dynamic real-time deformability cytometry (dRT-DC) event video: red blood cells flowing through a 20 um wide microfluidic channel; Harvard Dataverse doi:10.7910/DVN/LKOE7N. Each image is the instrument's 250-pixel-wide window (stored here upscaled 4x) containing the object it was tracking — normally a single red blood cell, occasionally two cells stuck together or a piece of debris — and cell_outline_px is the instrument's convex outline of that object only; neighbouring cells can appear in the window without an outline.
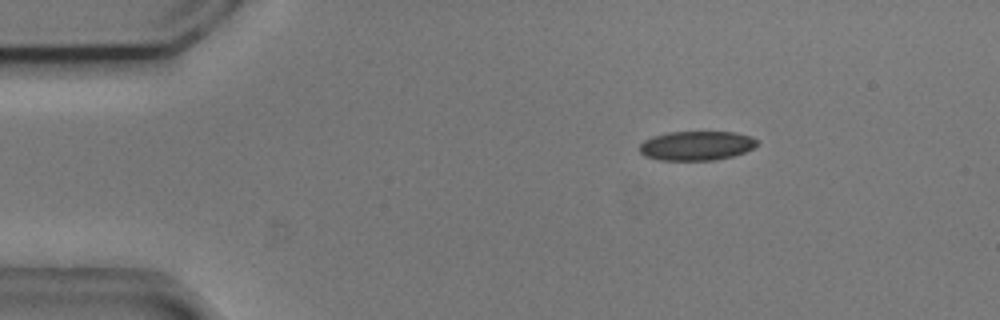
{"species": "common noctule bat (a hibernating species)", "species_latin": "Nyctalus noctula", "temperature_condition": "cold", "stored_images_in_passage": 46, "camera_frame_rate_fps": 3000, "um_per_image_px": 0.085, "animal": {"sex": "male", "body_mass_g": 20.5, "forearm_length_mm": 52.5}, "frame": {"image": 1, "passage_image": 1, "time_ms": 0.0, "image_size_px": [1000, 320], "cell_outline_px": [[756, 144], [752, 148], [744, 152], [732, 156], [716, 160], [660, 160], [644, 156], [640, 152], [640, 144], [644, 140], [652, 136], [668, 132], [736, 132], [752, 136], [756, 140]], "centroid_in_image_um": [59.18, 12.38], "position_along_channel_um": 25.8, "area_um2": 20.06}}
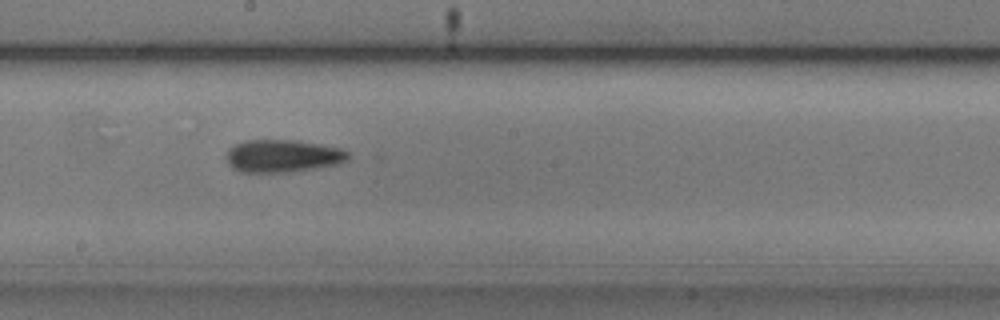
{"frame": {"image": 2, "passage_image": 22, "time_ms": 7.0, "image_size_px": [1000, 320], "cell_outline_px": [[348, 160], [336, 164], [316, 168], [288, 172], [240, 172], [232, 168], [228, 164], [224, 156], [228, 148], [244, 140], [296, 140], [320, 144], [340, 148], [348, 152]], "centroid_in_image_um": [23.97, 13.25], "position_along_channel_um": 224.2, "area_um2": 23.29}}
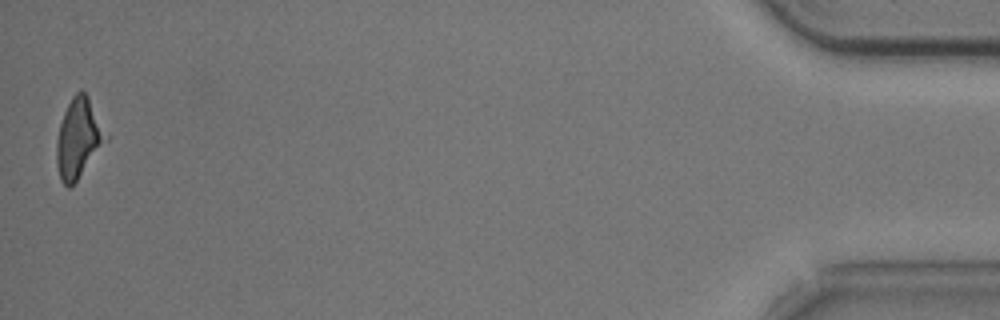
{"frame": {"image": 3, "passage_image": 46, "time_ms": 15.0, "image_size_px": [1000, 320], "cell_outline_px": [[108, 140], [76, 180], [68, 188], [60, 180], [56, 164], [56, 140], [60, 124], [64, 112], [72, 96], [80, 88], [88, 96], [108, 136]], "centroid_in_image_um": [6.66, 11.74], "position_along_channel_um": 428.5, "area_um2": 22.6}, "authors_computed_cell_mechanics": {"area_um2": 22.542, "velocity_mm_per_s": 3.7233, "shape_relaxation_time_tau1_ms": null, "shape_relaxation_time_tau2_ms": 3.4913, "deformation_change_tau1": null, "deformation_change_tau2": 0.1174}}